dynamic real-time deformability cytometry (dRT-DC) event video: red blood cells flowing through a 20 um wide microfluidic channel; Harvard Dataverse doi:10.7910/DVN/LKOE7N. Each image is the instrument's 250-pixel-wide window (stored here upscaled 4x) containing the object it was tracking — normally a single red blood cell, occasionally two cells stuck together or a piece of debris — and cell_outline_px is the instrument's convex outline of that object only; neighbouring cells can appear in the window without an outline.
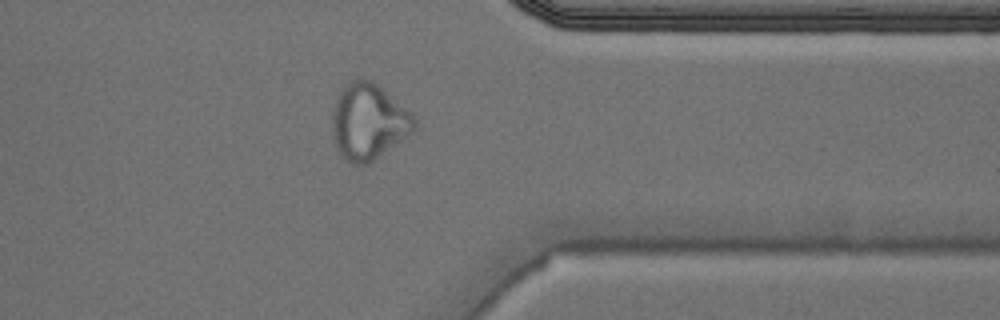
{"species": "Egyptian fruit bat (a non-hibernating species)", "species_latin": "Rousettus aegyptiacus", "temperature_condition": "cold", "stored_images_in_passage": 39, "camera_frame_rate_fps": 3000, "um_per_image_px": 0.085, "animal": {"sex": "male"}, "frame": {"image": 1, "passage_image": 28, "time_ms": 9.0, "image_size_px": [1000, 320], "cell_outline_px": [[416, 128], [380, 156], [368, 164], [356, 164], [344, 160], [340, 156], [336, 148], [332, 132], [332, 112], [336, 96], [356, 76], [364, 76], [372, 80], [408, 112], [416, 120]], "centroid_in_image_um": [31.25, 10.34], "position_along_channel_um": 380.1, "area_um2": 36.07}}